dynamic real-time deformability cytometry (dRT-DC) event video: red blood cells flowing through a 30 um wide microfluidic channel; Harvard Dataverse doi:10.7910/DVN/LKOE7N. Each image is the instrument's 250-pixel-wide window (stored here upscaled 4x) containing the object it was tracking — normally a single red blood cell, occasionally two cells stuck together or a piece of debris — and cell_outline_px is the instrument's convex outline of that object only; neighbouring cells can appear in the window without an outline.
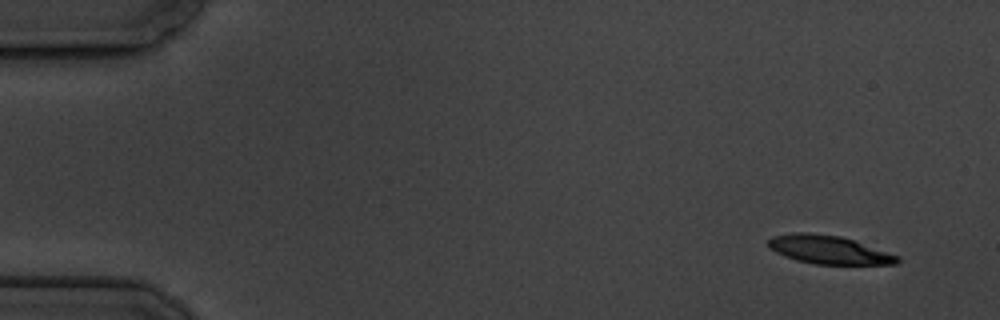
{"species": "common noctule bat (a hibernating species)", "species_latin": "Nyctalus noctula", "temperature_condition": "cold", "stored_images_in_passage": 6, "camera_frame_rate_fps": 3000, "um_per_image_px": 0.085, "animal": {"sex": "male", "body_mass_g": 19.5, "forearm_length_mm": 54.6}, "frame": {"image": 1, "passage_image": 1, "time_ms": 0.0, "image_size_px": [1000, 320], "cell_outline_px": [[900, 260], [896, 264], [816, 264], [796, 260], [784, 256], [768, 248], [768, 240], [772, 236], [792, 232], [808, 232], [840, 236], [900, 256]], "centroid_in_image_um": [70.4, 21.22], "position_along_channel_um": 14.6, "area_um2": 21.27}}